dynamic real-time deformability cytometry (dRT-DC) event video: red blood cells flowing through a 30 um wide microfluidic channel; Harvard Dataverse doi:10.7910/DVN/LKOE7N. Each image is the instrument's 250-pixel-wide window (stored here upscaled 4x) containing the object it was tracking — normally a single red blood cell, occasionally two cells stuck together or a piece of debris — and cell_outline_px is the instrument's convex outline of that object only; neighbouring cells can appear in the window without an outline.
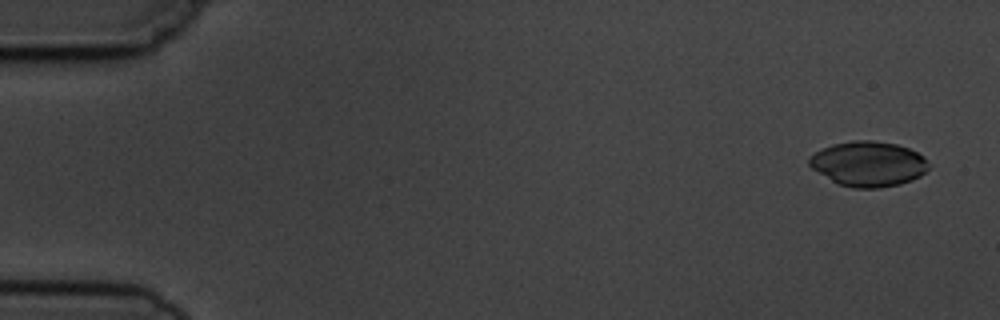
{"species": "common noctule bat (a hibernating species)", "species_latin": "Nyctalus noctula", "temperature_condition": "cold", "stored_images_in_passage": 5, "camera_frame_rate_fps": 3000, "um_per_image_px": 0.085, "animal": {"sex": "male", "body_mass_g": 19.5, "forearm_length_mm": 54.6}, "frame": {"image": 1, "passage_image": 1, "time_ms": 0.0, "image_size_px": [1000, 320], "cell_outline_px": [[928, 168], [920, 176], [912, 180], [900, 184], [880, 188], [852, 188], [840, 184], [832, 180], [812, 168], [808, 164], [808, 160], [816, 152], [832, 144], [852, 140], [872, 140], [896, 144], [908, 148], [924, 156], [928, 160]], "centroid_in_image_um": [73.84, 13.93], "position_along_channel_um": 11.2, "area_um2": 31.21}}